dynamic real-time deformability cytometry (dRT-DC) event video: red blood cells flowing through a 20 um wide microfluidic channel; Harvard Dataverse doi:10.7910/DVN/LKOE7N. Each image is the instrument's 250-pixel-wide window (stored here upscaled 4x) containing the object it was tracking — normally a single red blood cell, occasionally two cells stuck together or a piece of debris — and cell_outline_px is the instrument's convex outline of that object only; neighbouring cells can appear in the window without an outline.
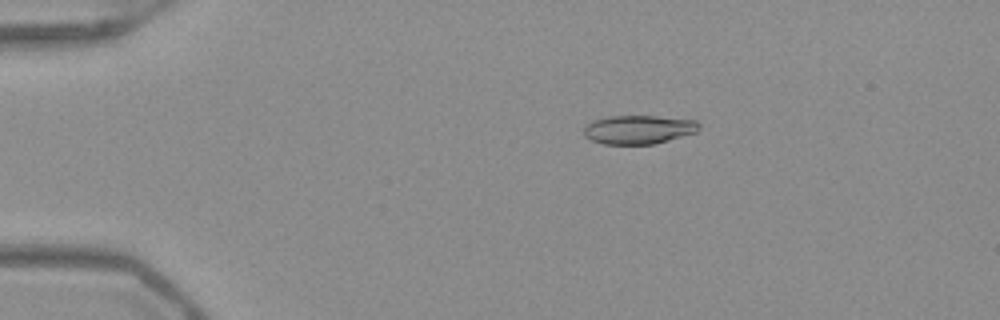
{"species": "Egyptian fruit bat (a non-hibernating species)", "species_latin": "Rousettus aegyptiacus", "temperature_condition": "warm", "stored_images_in_passage": 46, "camera_frame_rate_fps": 3000, "um_per_image_px": 0.085, "frame": {"image": 1, "passage_image": 4, "time_ms": 1.0, "image_size_px": [1000, 320], "cell_outline_px": [[700, 128], [696, 132], [656, 144], [604, 144], [592, 140], [584, 136], [584, 128], [588, 124], [596, 120], [608, 116], [656, 116], [696, 120], [700, 124]], "centroid_in_image_um": [54.31, 11.01], "position_along_channel_um": 30.7, "area_um2": 19.25}}
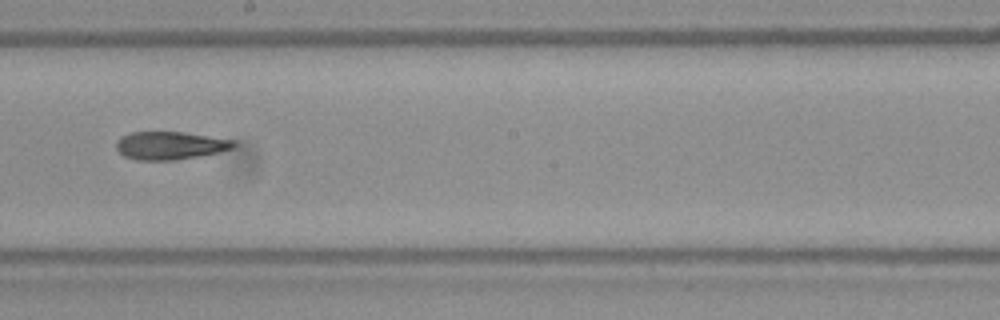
{"frame": {"image": 2, "passage_image": 24, "time_ms": 7.667, "image_size_px": [1000, 320], "cell_outline_px": [[236, 144], [232, 148], [220, 152], [200, 156], [172, 160], [136, 160], [124, 156], [116, 148], [116, 140], [120, 136], [132, 132], [184, 132], [236, 140]], "centroid_in_image_um": [14.46, 12.36], "position_along_channel_um": 233.7, "area_um2": 19.25}}
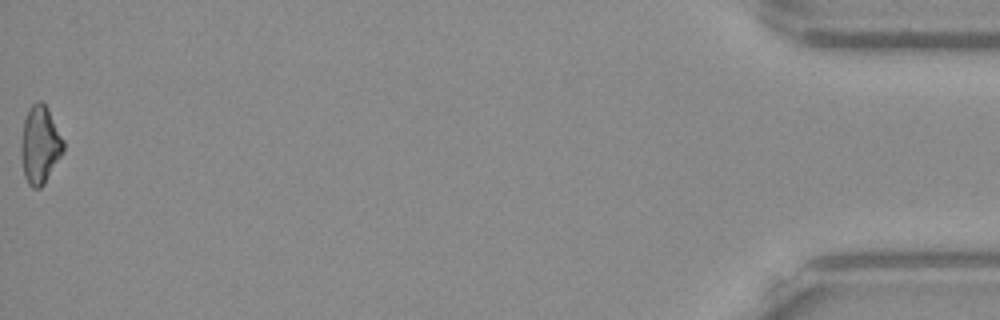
{"frame": {"image": 3, "passage_image": 46, "time_ms": 15.0, "image_size_px": [1000, 320], "cell_outline_px": [[64, 152], [44, 184], [40, 188], [32, 188], [28, 184], [24, 176], [20, 152], [20, 148], [24, 120], [28, 108], [36, 100], [40, 100], [48, 108], [64, 140]], "centroid_in_image_um": [3.4, 12.31], "position_along_channel_um": 431.8, "area_um2": 19.42}, "authors_computed_cell_mechanics": {"area_um2": 19.1896, "velocity_mm_per_s": 3.9709, "shape_relaxation_time_tau1_ms": null, "shape_relaxation_time_tau2_ms": 5.1798, "deformation_change_tau1": null, "deformation_change_tau2": 0.1537}}